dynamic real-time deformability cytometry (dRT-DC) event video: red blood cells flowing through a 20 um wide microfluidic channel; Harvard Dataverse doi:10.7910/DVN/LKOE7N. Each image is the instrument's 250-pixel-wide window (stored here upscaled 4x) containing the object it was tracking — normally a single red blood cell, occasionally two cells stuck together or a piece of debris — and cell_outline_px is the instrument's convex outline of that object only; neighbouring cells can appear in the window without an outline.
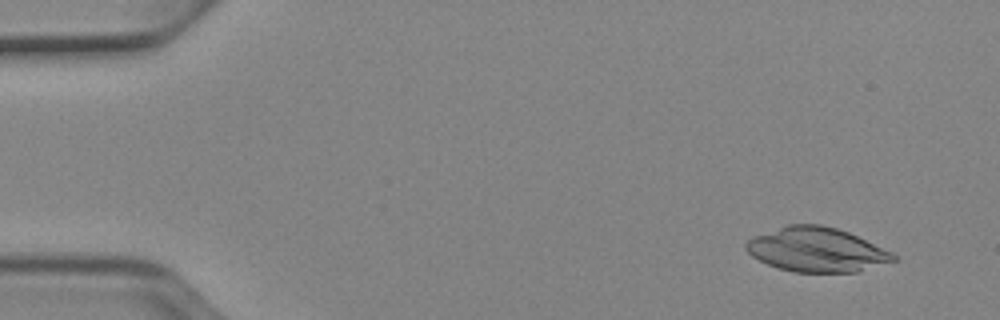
{"species": "Egyptian fruit bat (a non-hibernating species)", "species_latin": "Rousettus aegyptiacus", "temperature_condition": "cold", "stored_images_in_passage": 51, "camera_frame_rate_fps": 3000, "um_per_image_px": 0.085, "animal": {"sex": "female"}, "frame": {"image": 1, "passage_image": 4, "time_ms": 1.0, "image_size_px": [1000, 320], "cell_outline_px": [[900, 260], [856, 272], [796, 272], [776, 268], [752, 256], [744, 248], [744, 244], [752, 236], [788, 224], [820, 224], [836, 228], [848, 232], [892, 252]], "centroid_in_image_um": [69.41, 21.22], "position_along_channel_um": 15.6, "area_um2": 38.21}}